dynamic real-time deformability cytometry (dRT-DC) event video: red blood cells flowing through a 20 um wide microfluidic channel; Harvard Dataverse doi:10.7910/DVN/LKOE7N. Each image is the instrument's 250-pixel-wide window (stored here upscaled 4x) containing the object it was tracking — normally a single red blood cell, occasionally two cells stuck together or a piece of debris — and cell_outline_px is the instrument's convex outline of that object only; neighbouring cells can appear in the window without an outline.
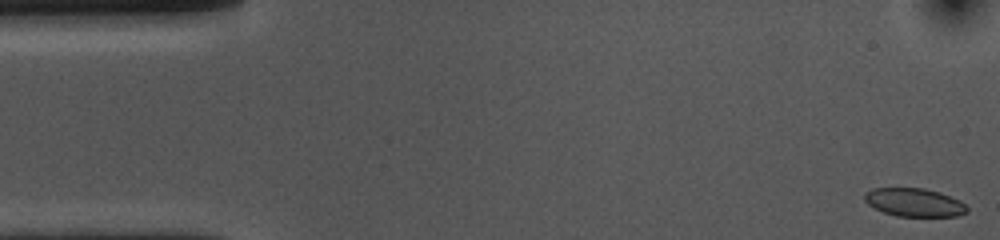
{"species": "common noctule bat (a hibernating species)", "species_latin": "Nyctalus noctula", "temperature_condition": "cold", "stored_images_in_passage": 35, "camera_frame_rate_fps": 3000, "um_per_image_px": 0.085, "animal": {"sex": "female", "body_mass_g": 10.0, "forearm_length_mm": 53.1}, "frame": {"image": 1, "passage_image": 1, "time_ms": 0.0, "image_size_px": [1000, 240], "cell_outline_px": [[968, 212], [956, 216], [896, 216], [884, 212], [868, 204], [864, 200], [864, 192], [872, 188], [924, 188], [940, 192], [960, 200], [968, 208]], "centroid_in_image_um": [77.71, 17.19], "position_along_channel_um": 7.3, "area_um2": 16.94}}
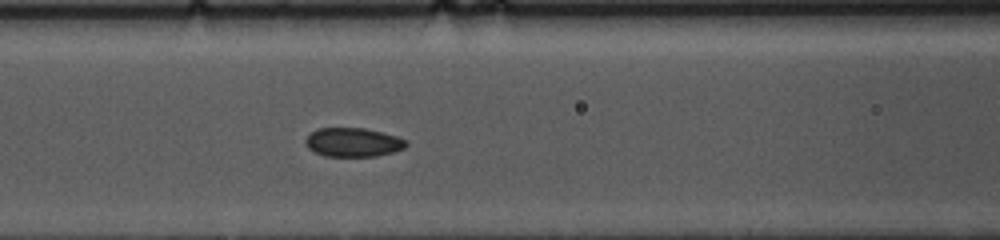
{"frame": {"image": 2, "passage_image": 21, "time_ms": 6.667, "image_size_px": [1000, 240], "cell_outline_px": [[408, 144], [404, 148], [392, 152], [376, 156], [324, 156], [308, 148], [304, 140], [316, 128], [364, 128], [396, 136], [408, 140]], "centroid_in_image_um": [30.01, 12.09], "position_along_channel_um": 136.6, "area_um2": 16.88}}
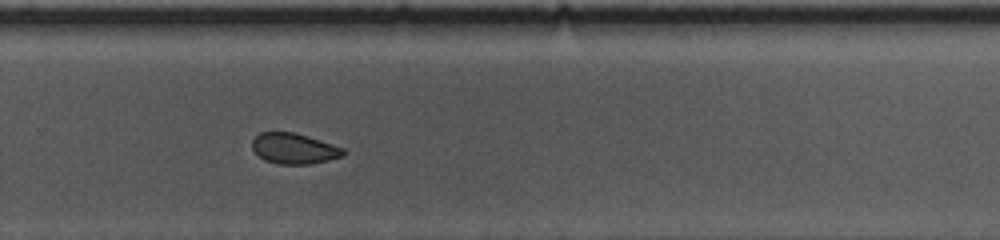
{"frame": {"image": 3, "passage_image": 35, "time_ms": 11.333, "image_size_px": [1000, 240], "cell_outline_px": [[344, 156], [328, 160], [308, 164], [276, 164], [264, 160], [252, 148], [252, 140], [260, 132], [292, 132], [308, 136], [344, 148]], "centroid_in_image_um": [24.98, 12.63], "position_along_channel_um": 304.8, "area_um2": 16.18}}